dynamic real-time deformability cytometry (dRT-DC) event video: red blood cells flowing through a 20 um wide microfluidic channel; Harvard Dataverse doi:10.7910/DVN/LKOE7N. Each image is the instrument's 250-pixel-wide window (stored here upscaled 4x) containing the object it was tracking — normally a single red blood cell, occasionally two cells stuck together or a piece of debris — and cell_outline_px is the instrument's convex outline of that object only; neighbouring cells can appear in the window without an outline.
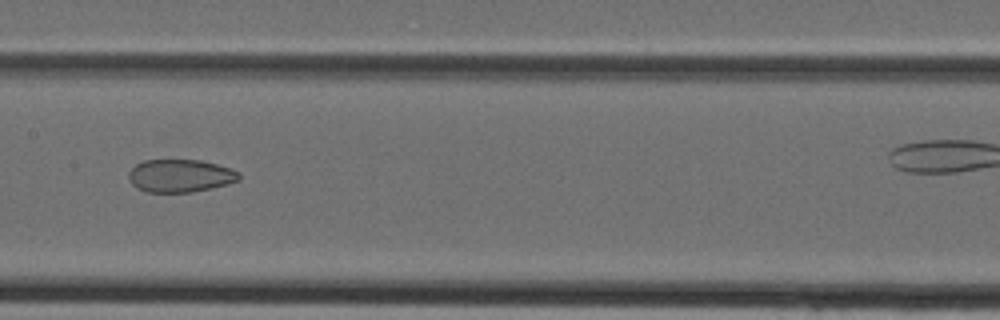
{"species": "Egyptian fruit bat (a non-hibernating species)", "species_latin": "Rousettus aegyptiacus", "temperature_condition": "cold", "stored_images_in_passage": 27, "camera_frame_rate_fps": 3000, "um_per_image_px": 0.085, "animal": {"sex": "female"}, "frame": {"image": 1, "passage_image": 14, "time_ms": 4.333, "image_size_px": [1000, 320], "cell_outline_px": [[240, 180], [228, 184], [192, 192], [148, 192], [136, 188], [132, 184], [128, 176], [128, 172], [136, 164], [144, 160], [200, 160], [216, 164], [240, 172]], "centroid_in_image_um": [15.31, 14.94], "position_along_channel_um": 192.1, "area_um2": 21.1}}
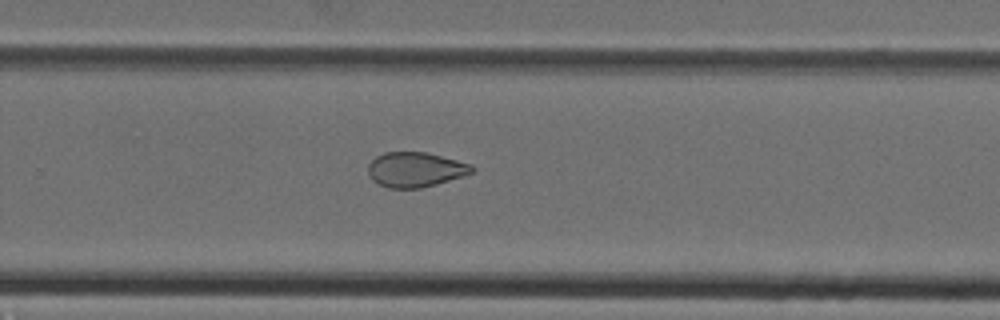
{"frame": {"image": 2, "passage_image": 20, "time_ms": 6.333, "image_size_px": [1000, 320], "cell_outline_px": [[476, 172], [436, 184], [420, 188], [388, 188], [372, 180], [368, 176], [368, 164], [376, 156], [384, 152], [428, 152], [472, 164], [476, 168]], "centroid_in_image_um": [35.33, 14.41], "position_along_channel_um": 294.5, "area_um2": 21.33}}
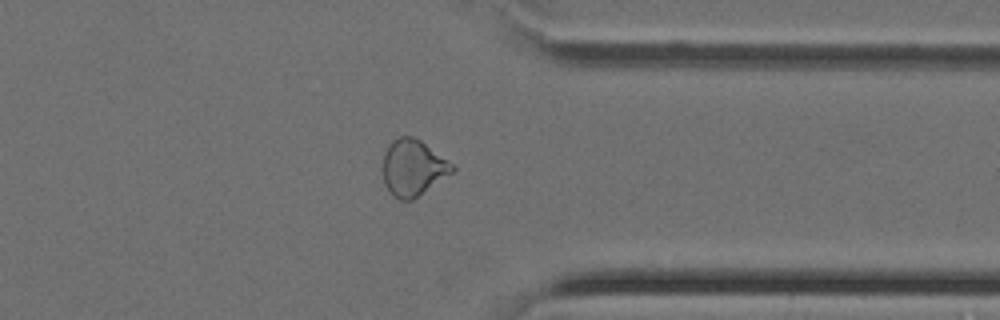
{"frame": {"image": 3, "passage_image": 25, "time_ms": 8.0, "image_size_px": [1000, 320], "cell_outline_px": [[456, 168], [452, 172], [412, 200], [400, 200], [392, 196], [384, 184], [384, 152], [388, 144], [392, 140], [400, 136], [412, 136], [420, 140], [448, 160]], "centroid_in_image_um": [35.08, 14.25], "position_along_channel_um": 376.3, "area_um2": 22.48}}